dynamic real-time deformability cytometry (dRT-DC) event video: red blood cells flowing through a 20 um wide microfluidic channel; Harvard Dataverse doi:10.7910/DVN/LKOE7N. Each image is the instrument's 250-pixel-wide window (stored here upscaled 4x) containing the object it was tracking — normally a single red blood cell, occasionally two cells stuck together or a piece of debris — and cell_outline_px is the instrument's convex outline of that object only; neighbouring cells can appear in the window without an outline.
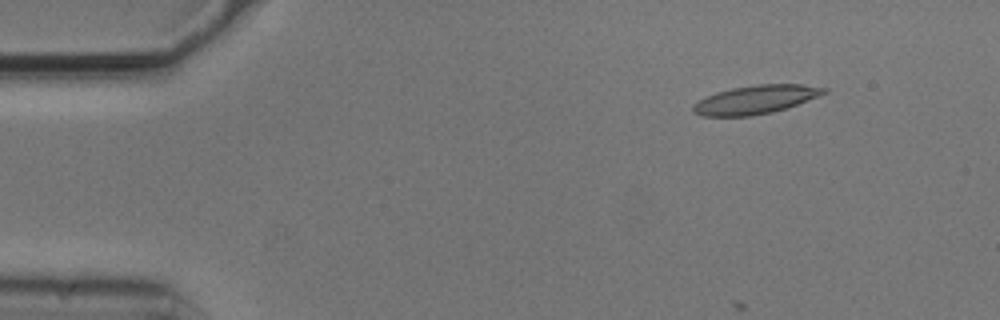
{"species": "common noctule bat (a hibernating species)", "species_latin": "Nyctalus noctula", "temperature_condition": "cold", "stored_images_in_passage": 3, "camera_frame_rate_fps": 3000, "um_per_image_px": 0.085, "animal": {"sex": "male", "body_mass_g": 20.5, "forearm_length_mm": 52.5}, "frame": {"image": 1, "passage_image": 1, "time_ms": 0.0, "image_size_px": [1000, 320], "cell_outline_px": [[828, 92], [820, 96], [772, 112], [748, 116], [704, 116], [692, 112], [692, 104], [716, 92], [732, 88], [756, 84], [800, 84], [828, 88]], "centroid_in_image_um": [64.23, 8.46], "position_along_channel_um": 20.8, "area_um2": 21.62}}